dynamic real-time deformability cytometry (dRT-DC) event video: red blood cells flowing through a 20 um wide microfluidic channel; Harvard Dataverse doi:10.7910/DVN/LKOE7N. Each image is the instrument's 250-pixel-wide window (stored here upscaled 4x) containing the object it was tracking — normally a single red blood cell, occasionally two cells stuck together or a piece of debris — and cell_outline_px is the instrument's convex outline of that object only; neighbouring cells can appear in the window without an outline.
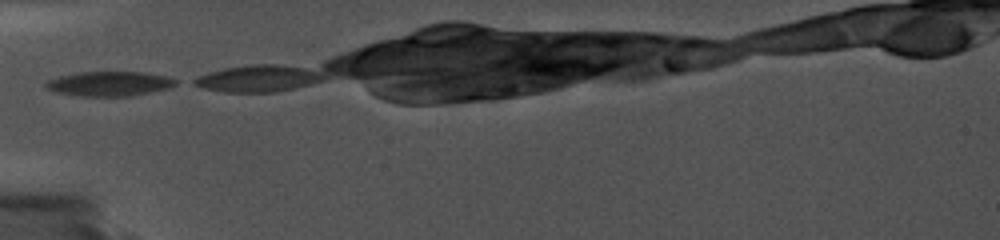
{"species": "common noctule bat (a hibernating species)", "species_latin": "Nyctalus noctula", "temperature_condition": "cold", "stored_images_in_passage": 4, "camera_frame_rate_fps": 5000, "um_per_image_px": 0.085, "animal": {"sex": "female", "body_mass_g": 19.0, "forearm_length_mm": 56.7}, "frame": {"image": 1, "passage_image": 1, "time_ms": 0.0, "image_size_px": [1000, 240], "cell_outline_px": [[176, 84], [168, 88], [128, 96], [80, 96], [56, 92], [44, 88], [44, 84], [48, 80], [60, 76], [80, 72], [144, 72], [168, 76], [176, 80]], "centroid_in_image_um": [9.26, 7.11], "position_along_channel_um": 75.7, "area_um2": 18.5}}